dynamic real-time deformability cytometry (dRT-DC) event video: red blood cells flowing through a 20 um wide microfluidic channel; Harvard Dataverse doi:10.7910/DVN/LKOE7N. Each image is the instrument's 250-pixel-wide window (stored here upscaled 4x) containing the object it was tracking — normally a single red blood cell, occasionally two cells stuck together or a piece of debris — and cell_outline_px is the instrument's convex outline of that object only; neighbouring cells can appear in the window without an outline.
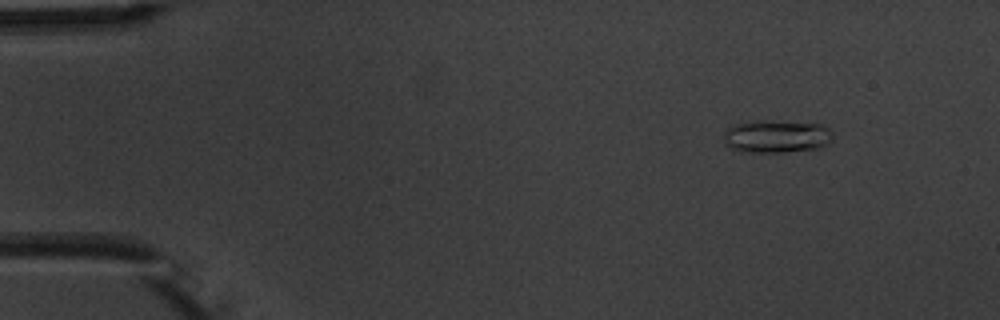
{"species": "common noctule bat (a hibernating species)", "species_latin": "Nyctalus noctula", "temperature_condition": "warm", "stored_images_in_passage": 6, "camera_frame_rate_fps": 3000, "um_per_image_px": 0.085, "animal": {"sex": "male", "body_mass_g": 20.1, "forearm_length_mm": 53.5}, "frame": {"image": 1, "passage_image": 2, "time_ms": 1.333, "image_size_px": [1000, 320], "cell_outline_px": [[832, 140], [828, 144], [820, 148], [784, 152], [748, 152], [732, 148], [724, 144], [724, 132], [736, 124], [752, 120], [768, 120], [820, 124], [828, 128], [832, 132]], "centroid_in_image_um": [66.02, 11.59], "position_along_channel_um": 19.0, "area_um2": 20.92}}